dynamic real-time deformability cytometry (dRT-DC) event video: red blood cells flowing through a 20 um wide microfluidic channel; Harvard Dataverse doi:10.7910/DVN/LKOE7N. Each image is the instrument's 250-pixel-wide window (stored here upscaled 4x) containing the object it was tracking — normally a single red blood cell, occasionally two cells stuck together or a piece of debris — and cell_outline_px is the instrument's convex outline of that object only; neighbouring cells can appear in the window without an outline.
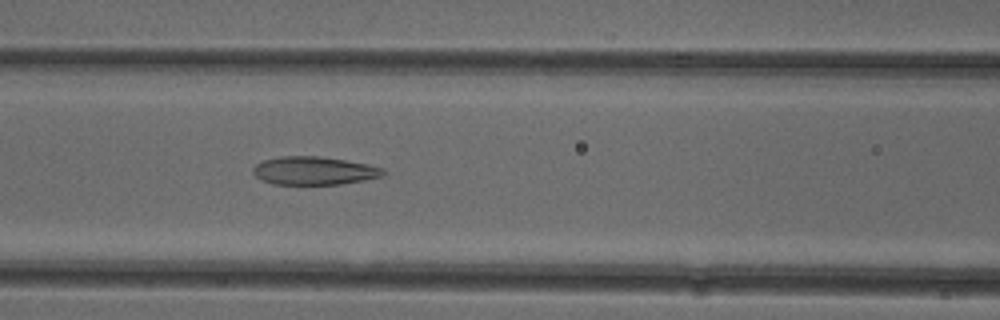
{"species": "common noctule bat (a hibernating species)", "species_latin": "Nyctalus noctula", "temperature_condition": "cold", "stored_images_in_passage": 33, "camera_frame_rate_fps": 3000, "um_per_image_px": 0.085, "animal": {"sex": "female"}, "frame": {"image": 1, "passage_image": 10, "time_ms": 3.0, "image_size_px": [1000, 320], "cell_outline_px": [[388, 172], [380, 176], [364, 180], [340, 184], [272, 184], [256, 176], [252, 172], [252, 168], [256, 164], [264, 160], [280, 156], [320, 156], [368, 164], [384, 168]], "centroid_in_image_um": [26.7, 14.5], "position_along_channel_um": 139.9, "area_um2": 21.33}}
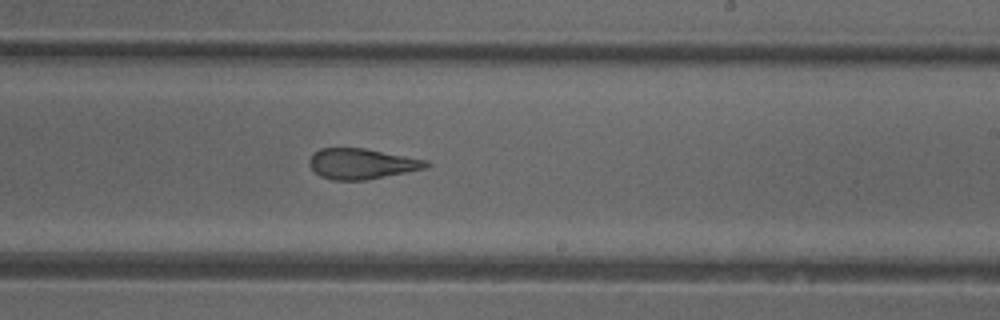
{"frame": {"image": 2, "passage_image": 19, "time_ms": 6.0, "image_size_px": [1000, 320], "cell_outline_px": [[432, 164], [424, 168], [364, 180], [332, 180], [320, 176], [308, 164], [308, 160], [312, 152], [320, 148], [364, 148], [428, 160]], "centroid_in_image_um": [30.7, 13.9], "position_along_channel_um": 258.3, "area_um2": 20.69}}
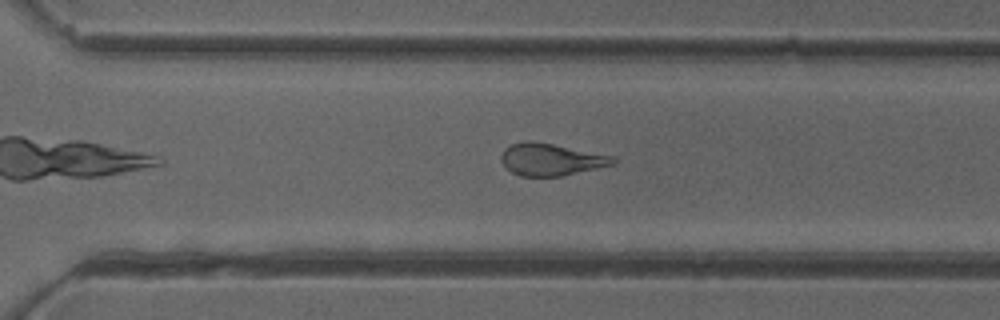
{"frame": {"image": 3, "passage_image": 24, "time_ms": 7.667, "image_size_px": [1000, 320], "cell_outline_px": [[616, 164], [560, 176], [520, 176], [504, 168], [500, 160], [500, 156], [504, 148], [512, 144], [524, 140], [532, 140], [616, 156]], "centroid_in_image_um": [46.81, 13.54], "position_along_channel_um": 323.8, "area_um2": 21.21}, "authors_computed_cell_mechanics": {"area_um2": 21.5016, "velocity_mm_per_s": 3.956, "shape_relaxation_time_tau1_ms": null, "shape_relaxation_time_tau2_ms": 2.2782, "deformation_change_tau1": null, "deformation_change_tau2": 0.1312}}